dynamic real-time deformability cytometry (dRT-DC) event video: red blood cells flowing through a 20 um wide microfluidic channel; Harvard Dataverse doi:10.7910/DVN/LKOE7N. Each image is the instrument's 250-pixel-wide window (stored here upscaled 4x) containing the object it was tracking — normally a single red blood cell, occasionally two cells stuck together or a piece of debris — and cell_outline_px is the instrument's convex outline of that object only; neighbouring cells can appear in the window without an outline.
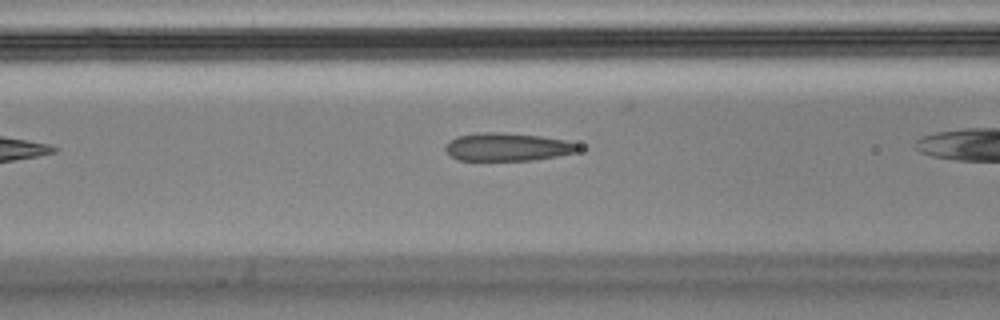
{"species": "Egyptian fruit bat (a non-hibernating species)", "species_latin": "Rousettus aegyptiacus", "temperature_condition": "cold", "stored_images_in_passage": 14, "camera_frame_rate_fps": 3000, "um_per_image_px": 0.085, "animal": {"sex": "male"}, "frame": {"image": 1, "passage_image": 3, "time_ms": 0.667, "image_size_px": [1000, 320], "cell_outline_px": [[588, 148], [576, 152], [556, 156], [532, 160], [460, 160], [452, 156], [444, 148], [456, 136], [484, 132], [496, 132], [540, 136], [564, 140], [580, 144]], "centroid_in_image_um": [43.23, 12.49], "position_along_channel_um": 123.4, "area_um2": 21.56}}
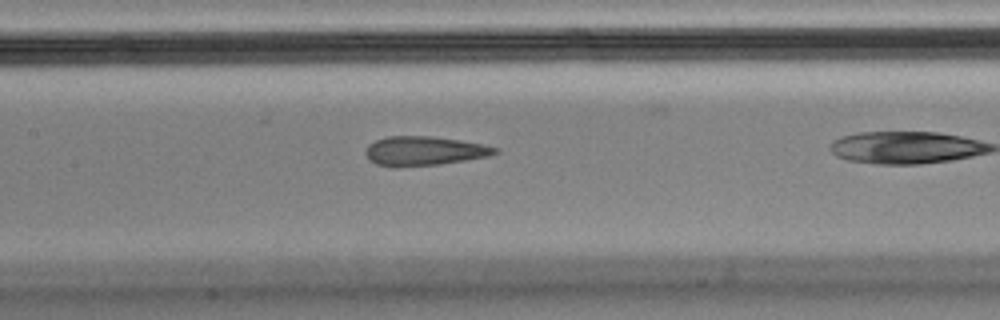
{"frame": {"image": 2, "passage_image": 7, "time_ms": 2.0, "image_size_px": [1000, 320], "cell_outline_px": [[500, 152], [488, 156], [440, 164], [376, 164], [364, 152], [368, 144], [376, 140], [388, 136], [432, 136], [460, 140], [500, 148]], "centroid_in_image_um": [36.12, 12.78], "position_along_channel_um": 171.3, "area_um2": 21.15}}